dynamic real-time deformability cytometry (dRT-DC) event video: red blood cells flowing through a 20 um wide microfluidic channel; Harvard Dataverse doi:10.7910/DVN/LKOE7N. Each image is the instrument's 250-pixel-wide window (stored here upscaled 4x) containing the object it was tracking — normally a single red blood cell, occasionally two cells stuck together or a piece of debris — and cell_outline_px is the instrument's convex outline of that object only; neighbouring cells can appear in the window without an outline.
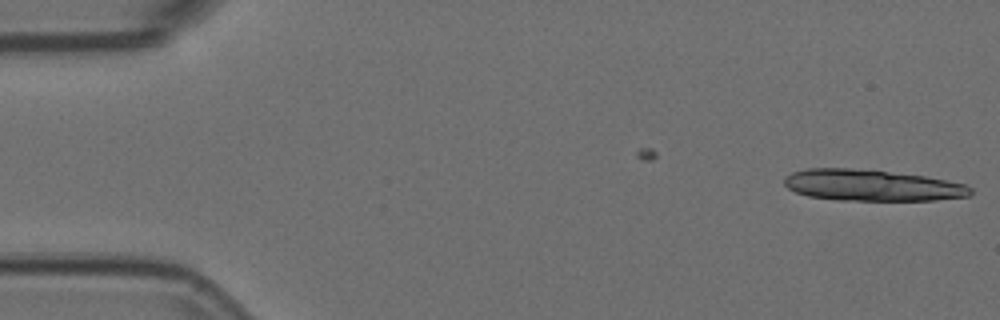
{"species": "Egyptian fruit bat (a non-hibernating species)", "species_latin": "Rousettus aegyptiacus", "temperature_condition": "room temperature", "stored_images_in_passage": 9, "camera_frame_rate_fps": 3000, "um_per_image_px": 0.085, "animal": {"sex": "female"}, "frame": {"image": 1, "passage_image": 9, "time_ms": 2.667, "image_size_px": [1000, 320], "cell_outline_px": [[972, 192], [968, 196], [936, 200], [836, 200], [808, 196], [796, 192], [788, 188], [784, 184], [784, 176], [792, 172], [808, 168], [848, 168], [888, 172], [924, 176], [964, 184], [972, 188]], "centroid_in_image_um": [74.06, 15.76], "position_along_channel_um": 10.9, "area_um2": 33.7}}